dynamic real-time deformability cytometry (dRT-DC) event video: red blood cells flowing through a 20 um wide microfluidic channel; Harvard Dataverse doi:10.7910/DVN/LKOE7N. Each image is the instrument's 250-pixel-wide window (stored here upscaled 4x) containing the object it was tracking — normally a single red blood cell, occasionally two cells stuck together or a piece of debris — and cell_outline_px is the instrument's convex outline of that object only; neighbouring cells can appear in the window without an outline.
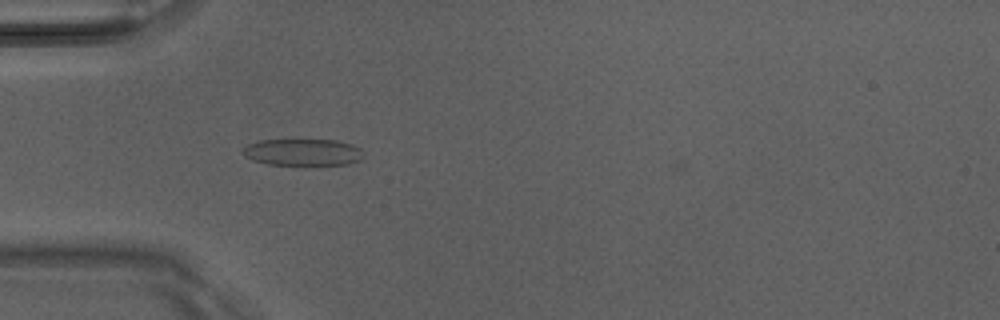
{"species": "Egyptian fruit bat (a non-hibernating species)", "species_latin": "Rousettus aegyptiacus", "temperature_condition": "room temperature", "stored_images_in_passage": 4, "camera_frame_rate_fps": 3000, "um_per_image_px": 0.085, "animal": {"sex": "male"}, "frame": {"image": 1, "passage_image": 4, "time_ms": 1.0, "image_size_px": [1000, 320], "cell_outline_px": [[364, 156], [360, 160], [348, 164], [304, 168], [300, 168], [268, 164], [252, 160], [244, 156], [244, 148], [248, 144], [260, 140], [336, 140], [352, 144], [360, 148]], "centroid_in_image_um": [25.77, 13.0], "position_along_channel_um": 59.2, "area_um2": 19.83}}